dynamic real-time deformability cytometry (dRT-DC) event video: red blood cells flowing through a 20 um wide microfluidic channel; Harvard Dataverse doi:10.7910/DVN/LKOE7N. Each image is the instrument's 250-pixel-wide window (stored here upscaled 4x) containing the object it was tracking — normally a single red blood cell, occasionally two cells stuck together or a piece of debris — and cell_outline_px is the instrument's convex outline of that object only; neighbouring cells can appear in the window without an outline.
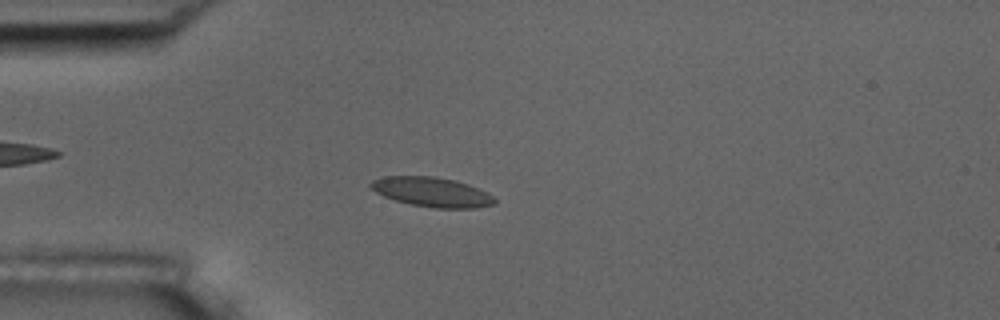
{"species": "common noctule bat (a hibernating species)", "species_latin": "Nyctalus noctula", "temperature_condition": "room temperature", "stored_images_in_passage": 54, "camera_frame_rate_fps": 3000, "um_per_image_px": 0.085, "animal": {"sex": "male", "body_mass_g": 17.5, "forearm_length_mm": 52.3}, "frame": {"image": 1, "passage_image": 14, "time_ms": 4.333, "image_size_px": [1000, 320], "cell_outline_px": [[496, 204], [476, 208], [432, 208], [408, 204], [384, 196], [376, 192], [368, 184], [372, 180], [384, 176], [436, 176], [456, 180], [468, 184], [492, 196], [496, 200]], "centroid_in_image_um": [36.69, 16.32], "position_along_channel_um": 48.3, "area_um2": 21.39}}
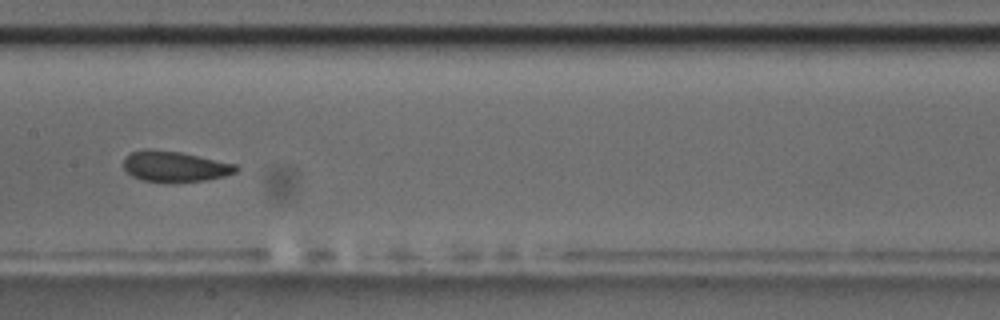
{"frame": {"image": 2, "passage_image": 27, "time_ms": 8.667, "image_size_px": [1000, 320], "cell_outline_px": [[240, 168], [236, 172], [224, 176], [204, 180], [172, 184], [140, 180], [132, 176], [124, 168], [124, 156], [132, 152], [144, 148], [148, 148], [180, 152], [236, 164]], "centroid_in_image_um": [14.83, 14.17], "position_along_channel_um": 192.6, "area_um2": 20.52}}
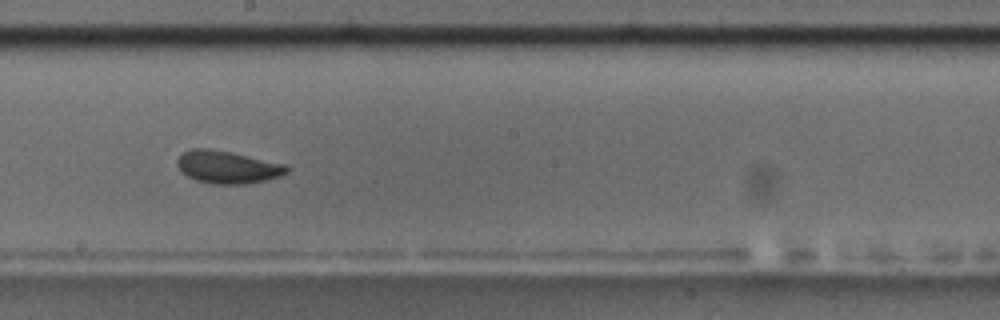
{"frame": {"image": 3, "passage_image": 30, "time_ms": 9.667, "image_size_px": [1000, 320], "cell_outline_px": [[288, 172], [280, 176], [264, 180], [244, 184], [212, 184], [196, 180], [180, 172], [176, 164], [176, 160], [184, 152], [192, 148], [208, 148], [232, 152], [288, 164]], "centroid_in_image_um": [19.33, 14.19], "position_along_channel_um": 228.9, "area_um2": 20.98}, "authors_computed_cell_mechanics": {"area_um2": 20.3167, "velocity_mm_per_s": 3.6593, "shape_relaxation_time_tau1_ms": 3.0712, "shape_relaxation_time_tau2_ms": 2.0087, "deformation_change_tau1": 0.1215, "deformation_change_tau2": 0.076}}